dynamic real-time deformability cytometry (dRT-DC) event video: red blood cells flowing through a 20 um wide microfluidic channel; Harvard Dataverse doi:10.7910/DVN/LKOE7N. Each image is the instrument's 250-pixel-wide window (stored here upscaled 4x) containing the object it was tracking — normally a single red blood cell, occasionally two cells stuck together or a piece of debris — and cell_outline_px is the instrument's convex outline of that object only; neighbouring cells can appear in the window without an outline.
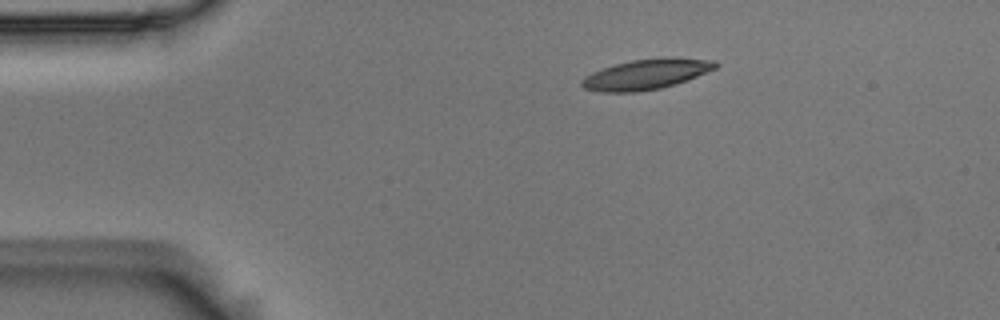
{"species": "Egyptian fruit bat (a non-hibernating species)", "species_latin": "Rousettus aegyptiacus", "temperature_condition": "room temperature", "stored_images_in_passage": 46, "camera_frame_rate_fps": 3000, "um_per_image_px": 0.085, "animal": {"sex": "male"}, "frame": {"image": 1, "passage_image": 1, "time_ms": 0.0, "image_size_px": [1000, 320], "cell_outline_px": [[720, 64], [716, 68], [676, 84], [660, 88], [636, 92], [600, 92], [584, 88], [580, 84], [580, 80], [584, 76], [592, 72], [616, 64], [632, 60], [668, 56], [716, 60]], "centroid_in_image_um": [54.94, 6.3], "position_along_channel_um": 30.1, "area_um2": 23.76}}
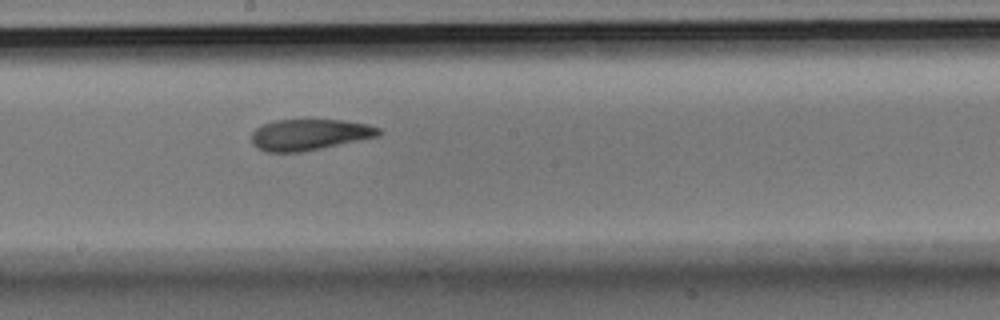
{"frame": {"image": 2, "passage_image": 21, "time_ms": 6.667, "image_size_px": [1000, 320], "cell_outline_px": [[384, 132], [380, 136], [300, 152], [268, 152], [256, 148], [252, 144], [252, 132], [256, 128], [264, 124], [276, 120], [344, 120], [368, 124], [380, 128]], "centroid_in_image_um": [26.33, 11.44], "position_along_channel_um": 221.9, "area_um2": 23.06}}
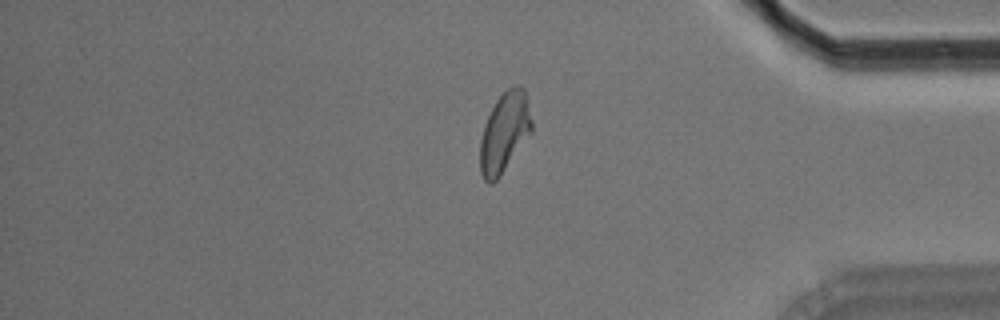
{"frame": {"image": 3, "passage_image": 37, "time_ms": 12.0, "image_size_px": [1000, 320], "cell_outline_px": [[532, 132], [500, 176], [492, 184], [488, 184], [484, 180], [480, 172], [480, 140], [484, 124], [496, 100], [512, 84], [520, 84], [524, 88], [532, 120]], "centroid_in_image_um": [42.88, 11.25], "position_along_channel_um": 392.3, "area_um2": 24.16}, "authors_computed_cell_mechanics": {"area_um2": 23.7558, "velocity_mm_per_s": 3.643, "shape_relaxation_time_tau1_ms": 5.2487, "shape_relaxation_time_tau2_ms": 2.6648, "deformation_change_tau1": 0.1931, "deformation_change_tau2": 0.1041}}